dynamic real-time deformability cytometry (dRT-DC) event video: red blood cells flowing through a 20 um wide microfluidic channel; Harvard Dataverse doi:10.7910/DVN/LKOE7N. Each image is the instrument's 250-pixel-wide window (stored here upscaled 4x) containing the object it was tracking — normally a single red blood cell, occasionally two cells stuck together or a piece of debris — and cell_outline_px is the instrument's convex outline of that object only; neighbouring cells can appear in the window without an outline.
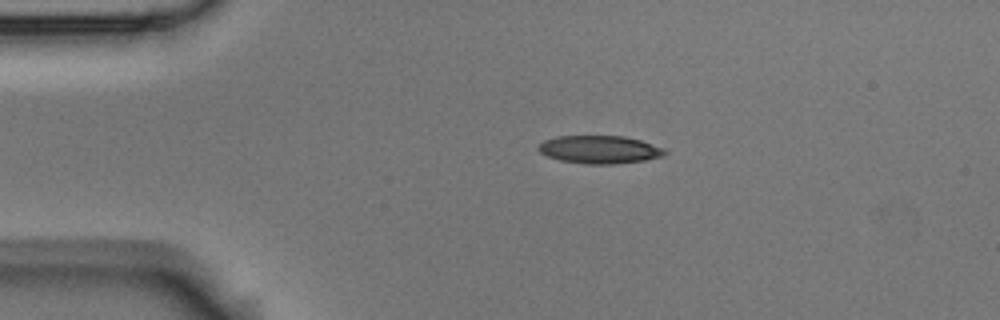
{"species": "Egyptian fruit bat (a non-hibernating species)", "species_latin": "Rousettus aegyptiacus", "temperature_condition": "room temperature", "stored_images_in_passage": 2, "camera_frame_rate_fps": 3000, "um_per_image_px": 0.085, "animal": {"sex": "male"}, "frame": {"image": 1, "passage_image": 2, "time_ms": 0.333, "image_size_px": [1000, 320], "cell_outline_px": [[668, 152], [664, 156], [644, 160], [612, 164], [588, 164], [560, 160], [548, 156], [540, 152], [536, 148], [544, 140], [556, 136], [624, 136], [640, 140], [664, 148]], "centroid_in_image_um": [50.97, 12.71], "position_along_channel_um": 34.0, "area_um2": 20.52}}